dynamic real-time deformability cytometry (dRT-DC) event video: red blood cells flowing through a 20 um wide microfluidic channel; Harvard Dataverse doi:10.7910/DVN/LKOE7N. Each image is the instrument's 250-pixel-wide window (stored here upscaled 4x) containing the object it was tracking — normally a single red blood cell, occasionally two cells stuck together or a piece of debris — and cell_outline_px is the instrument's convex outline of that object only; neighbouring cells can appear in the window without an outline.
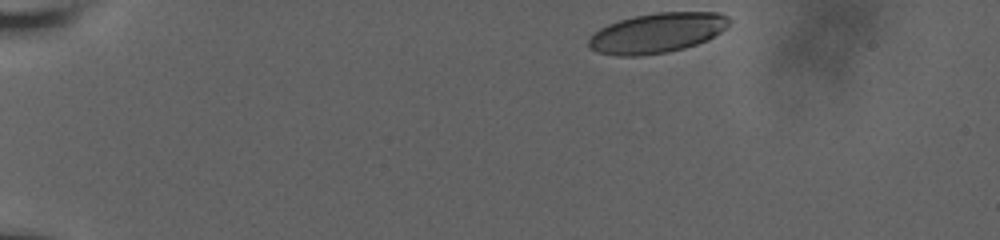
{"species": "human", "species_latin": "Homo sapiens", "temperature_condition": "room temperature", "stored_images_in_passage": 7, "camera_frame_rate_fps": 3000, "um_per_image_px": 0.085, "donor": {"sex": "male"}, "frame": {"image": 1, "passage_image": 1, "time_ms": 0.0, "image_size_px": [1000, 240], "cell_outline_px": [[732, 20], [720, 32], [708, 40], [684, 48], [668, 52], [640, 56], [616, 56], [596, 52], [588, 48], [588, 40], [600, 28], [608, 24], [620, 20], [636, 16], [656, 12], [716, 12], [728, 16]], "centroid_in_image_um": [55.84, 2.81], "position_along_channel_um": 29.2, "area_um2": 32.71}}